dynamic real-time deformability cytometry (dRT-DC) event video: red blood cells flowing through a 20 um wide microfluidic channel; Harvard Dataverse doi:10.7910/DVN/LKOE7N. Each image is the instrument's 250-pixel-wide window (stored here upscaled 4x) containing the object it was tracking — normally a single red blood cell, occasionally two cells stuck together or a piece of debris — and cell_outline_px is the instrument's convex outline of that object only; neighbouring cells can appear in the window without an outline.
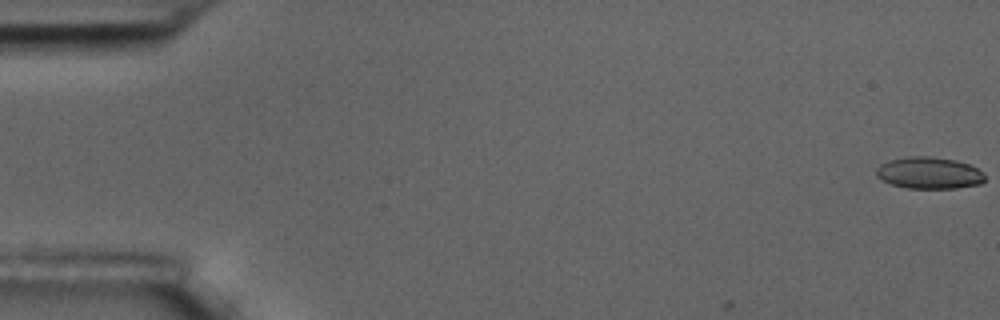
{"species": "common noctule bat (a hibernating species)", "species_latin": "Nyctalus noctula", "temperature_condition": "room temperature", "stored_images_in_passage": 4, "camera_frame_rate_fps": 3000, "um_per_image_px": 0.085, "animal": {"sex": "male", "body_mass_g": 17.5, "forearm_length_mm": 52.3}, "frame": {"image": 1, "passage_image": 1, "time_ms": 0.0, "image_size_px": [1000, 320], "cell_outline_px": [[984, 180], [980, 184], [956, 188], [908, 188], [892, 184], [880, 180], [876, 176], [876, 168], [880, 164], [888, 160], [908, 156], [932, 156], [956, 160], [968, 164], [984, 172]], "centroid_in_image_um": [78.95, 14.69], "position_along_channel_um": 6.1, "area_um2": 20.23}}
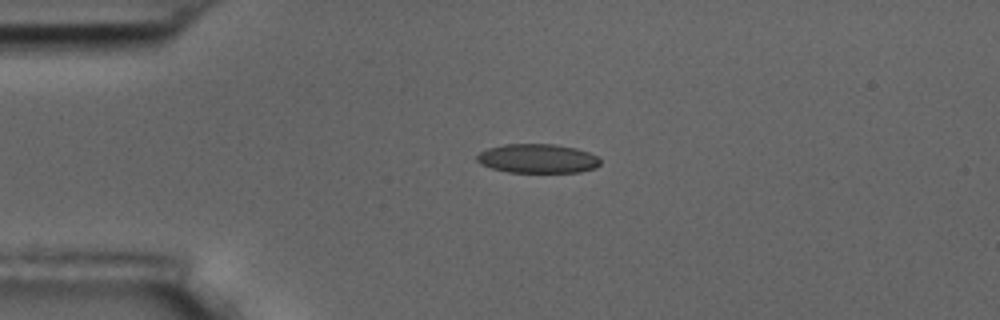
{"frame": {"image": 2, "passage_image": 4, "time_ms": 4.333, "image_size_px": [1000, 320], "cell_outline_px": [[600, 164], [596, 168], [580, 172], [508, 172], [492, 168], [480, 164], [476, 160], [476, 156], [480, 152], [488, 148], [504, 144], [556, 144], [576, 148], [588, 152], [596, 156], [600, 160]], "centroid_in_image_um": [45.69, 13.47], "position_along_channel_um": 39.3, "area_um2": 20.98}}